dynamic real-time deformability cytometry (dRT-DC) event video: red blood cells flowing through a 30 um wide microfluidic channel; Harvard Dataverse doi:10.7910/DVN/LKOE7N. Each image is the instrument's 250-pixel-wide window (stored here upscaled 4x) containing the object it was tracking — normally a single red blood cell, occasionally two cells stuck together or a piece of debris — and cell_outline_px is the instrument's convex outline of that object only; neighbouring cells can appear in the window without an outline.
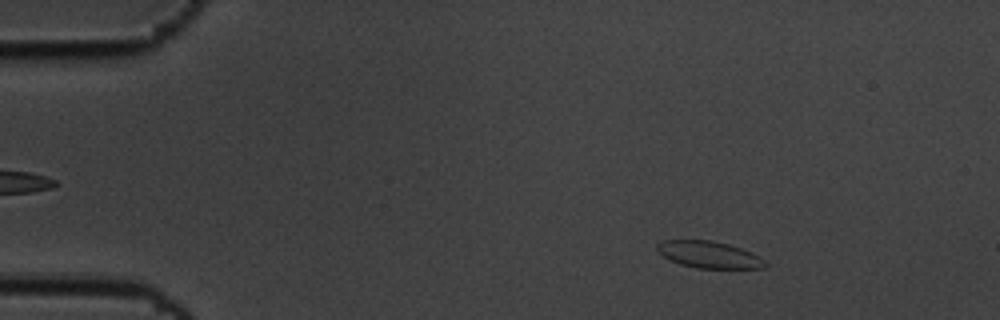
{"species": "common noctule bat (a hibernating species)", "species_latin": "Nyctalus noctula", "temperature_condition": "cold", "stored_images_in_passage": 57, "camera_frame_rate_fps": 3000, "um_per_image_px": 0.085, "animal": {"sex": "male", "body_mass_g": 19.5, "forearm_length_mm": 54.6}, "frame": {"image": 1, "passage_image": 8, "time_ms": 2.333, "image_size_px": [1000, 320], "cell_outline_px": [[768, 264], [764, 268], [696, 268], [680, 264], [664, 256], [656, 248], [656, 244], [660, 240], [712, 240], [728, 244], [752, 252], [764, 260]], "centroid_in_image_um": [60.27, 21.64], "position_along_channel_um": 24.7, "area_um2": 16.82}}
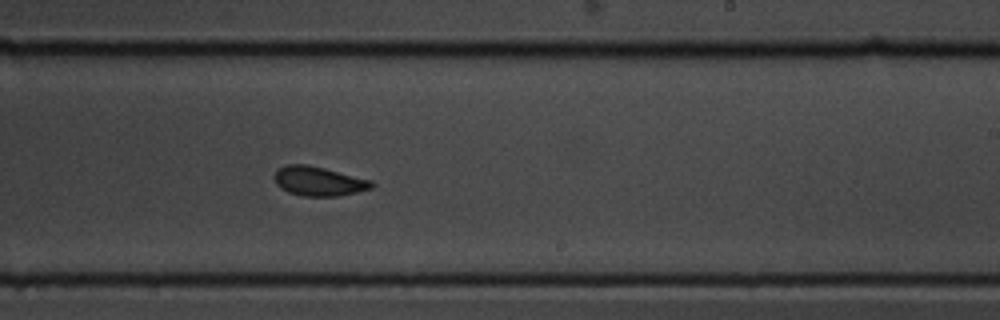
{"frame": {"image": 2, "passage_image": 35, "time_ms": 11.333, "image_size_px": [1000, 320], "cell_outline_px": [[376, 184], [372, 188], [340, 196], [304, 196], [288, 192], [280, 188], [276, 184], [272, 176], [284, 164], [308, 164], [372, 180]], "centroid_in_image_um": [27.08, 15.4], "position_along_channel_um": 261.9, "area_um2": 16.76}}
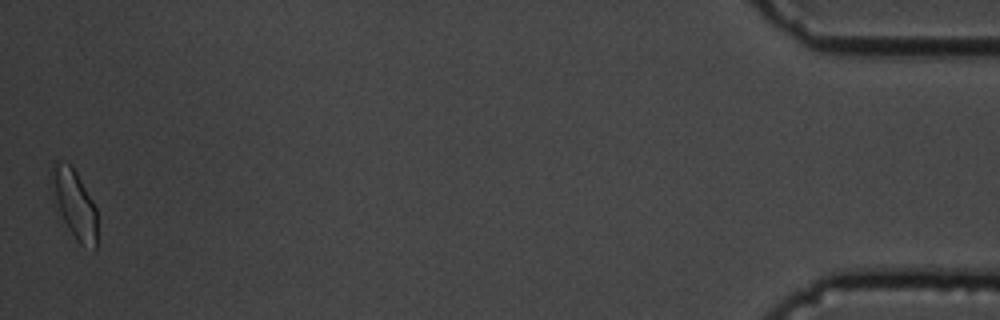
{"frame": {"image": 3, "passage_image": 57, "time_ms": 18.667, "image_size_px": [1000, 320], "cell_outline_px": [[96, 248], [80, 244], [76, 240], [52, 204], [48, 172], [52, 164], [56, 160], [72, 164], [92, 200], [96, 208]], "centroid_in_image_um": [6.22, 17.23], "position_along_channel_um": 429.0, "area_um2": 18.9}, "authors_computed_cell_mechanics": {"area_um2": 16.8198, "velocity_mm_per_s": 3.4645, "shape_relaxation_time_tau1_ms": 8.0884, "shape_relaxation_time_tau2_ms": 1.6837, "deformation_change_tau1": 0.1409, "deformation_change_tau2": 0.0573}}